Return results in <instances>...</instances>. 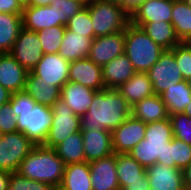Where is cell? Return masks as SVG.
I'll return each mask as SVG.
<instances>
[{
	"label": "cell",
	"instance_id": "33",
	"mask_svg": "<svg viewBox=\"0 0 191 190\" xmlns=\"http://www.w3.org/2000/svg\"><path fill=\"white\" fill-rule=\"evenodd\" d=\"M65 165L85 162L82 132L68 136L63 142L53 148Z\"/></svg>",
	"mask_w": 191,
	"mask_h": 190
},
{
	"label": "cell",
	"instance_id": "15",
	"mask_svg": "<svg viewBox=\"0 0 191 190\" xmlns=\"http://www.w3.org/2000/svg\"><path fill=\"white\" fill-rule=\"evenodd\" d=\"M92 190H120L116 172V154L89 163Z\"/></svg>",
	"mask_w": 191,
	"mask_h": 190
},
{
	"label": "cell",
	"instance_id": "32",
	"mask_svg": "<svg viewBox=\"0 0 191 190\" xmlns=\"http://www.w3.org/2000/svg\"><path fill=\"white\" fill-rule=\"evenodd\" d=\"M171 24L180 42H191V8L184 0H173Z\"/></svg>",
	"mask_w": 191,
	"mask_h": 190
},
{
	"label": "cell",
	"instance_id": "28",
	"mask_svg": "<svg viewBox=\"0 0 191 190\" xmlns=\"http://www.w3.org/2000/svg\"><path fill=\"white\" fill-rule=\"evenodd\" d=\"M165 103L169 116L175 113H183L185 107L191 100V82L181 80L160 94Z\"/></svg>",
	"mask_w": 191,
	"mask_h": 190
},
{
	"label": "cell",
	"instance_id": "37",
	"mask_svg": "<svg viewBox=\"0 0 191 190\" xmlns=\"http://www.w3.org/2000/svg\"><path fill=\"white\" fill-rule=\"evenodd\" d=\"M174 137L191 145V117L184 113H175L169 116Z\"/></svg>",
	"mask_w": 191,
	"mask_h": 190
},
{
	"label": "cell",
	"instance_id": "39",
	"mask_svg": "<svg viewBox=\"0 0 191 190\" xmlns=\"http://www.w3.org/2000/svg\"><path fill=\"white\" fill-rule=\"evenodd\" d=\"M8 190H56L47 183L30 180L17 172L11 173Z\"/></svg>",
	"mask_w": 191,
	"mask_h": 190
},
{
	"label": "cell",
	"instance_id": "2",
	"mask_svg": "<svg viewBox=\"0 0 191 190\" xmlns=\"http://www.w3.org/2000/svg\"><path fill=\"white\" fill-rule=\"evenodd\" d=\"M65 167L53 148L39 144L20 163L16 172L30 180L47 183L57 190L63 180Z\"/></svg>",
	"mask_w": 191,
	"mask_h": 190
},
{
	"label": "cell",
	"instance_id": "41",
	"mask_svg": "<svg viewBox=\"0 0 191 190\" xmlns=\"http://www.w3.org/2000/svg\"><path fill=\"white\" fill-rule=\"evenodd\" d=\"M9 102L15 118L20 115V112L32 111L36 105V101L25 91L13 93Z\"/></svg>",
	"mask_w": 191,
	"mask_h": 190
},
{
	"label": "cell",
	"instance_id": "20",
	"mask_svg": "<svg viewBox=\"0 0 191 190\" xmlns=\"http://www.w3.org/2000/svg\"><path fill=\"white\" fill-rule=\"evenodd\" d=\"M28 71L21 66L10 53L0 60V85L9 92L24 91Z\"/></svg>",
	"mask_w": 191,
	"mask_h": 190
},
{
	"label": "cell",
	"instance_id": "14",
	"mask_svg": "<svg viewBox=\"0 0 191 190\" xmlns=\"http://www.w3.org/2000/svg\"><path fill=\"white\" fill-rule=\"evenodd\" d=\"M86 162L91 163L114 153L111 131L81 129Z\"/></svg>",
	"mask_w": 191,
	"mask_h": 190
},
{
	"label": "cell",
	"instance_id": "49",
	"mask_svg": "<svg viewBox=\"0 0 191 190\" xmlns=\"http://www.w3.org/2000/svg\"><path fill=\"white\" fill-rule=\"evenodd\" d=\"M59 0H32L31 5H38V6H47L52 4V2H57Z\"/></svg>",
	"mask_w": 191,
	"mask_h": 190
},
{
	"label": "cell",
	"instance_id": "7",
	"mask_svg": "<svg viewBox=\"0 0 191 190\" xmlns=\"http://www.w3.org/2000/svg\"><path fill=\"white\" fill-rule=\"evenodd\" d=\"M36 144L23 132L0 134V170L14 173Z\"/></svg>",
	"mask_w": 191,
	"mask_h": 190
},
{
	"label": "cell",
	"instance_id": "46",
	"mask_svg": "<svg viewBox=\"0 0 191 190\" xmlns=\"http://www.w3.org/2000/svg\"><path fill=\"white\" fill-rule=\"evenodd\" d=\"M122 190H150L149 181H142L141 183L127 184Z\"/></svg>",
	"mask_w": 191,
	"mask_h": 190
},
{
	"label": "cell",
	"instance_id": "53",
	"mask_svg": "<svg viewBox=\"0 0 191 190\" xmlns=\"http://www.w3.org/2000/svg\"><path fill=\"white\" fill-rule=\"evenodd\" d=\"M184 114L188 115L189 117H191V100L188 103V105L185 107L184 109Z\"/></svg>",
	"mask_w": 191,
	"mask_h": 190
},
{
	"label": "cell",
	"instance_id": "52",
	"mask_svg": "<svg viewBox=\"0 0 191 190\" xmlns=\"http://www.w3.org/2000/svg\"><path fill=\"white\" fill-rule=\"evenodd\" d=\"M103 2L111 3V4H116L122 7V0H100Z\"/></svg>",
	"mask_w": 191,
	"mask_h": 190
},
{
	"label": "cell",
	"instance_id": "19",
	"mask_svg": "<svg viewBox=\"0 0 191 190\" xmlns=\"http://www.w3.org/2000/svg\"><path fill=\"white\" fill-rule=\"evenodd\" d=\"M23 28L38 32L58 26L57 7L52 4L47 6L30 5L22 11Z\"/></svg>",
	"mask_w": 191,
	"mask_h": 190
},
{
	"label": "cell",
	"instance_id": "31",
	"mask_svg": "<svg viewBox=\"0 0 191 190\" xmlns=\"http://www.w3.org/2000/svg\"><path fill=\"white\" fill-rule=\"evenodd\" d=\"M23 28L22 14L0 13V50L9 53Z\"/></svg>",
	"mask_w": 191,
	"mask_h": 190
},
{
	"label": "cell",
	"instance_id": "47",
	"mask_svg": "<svg viewBox=\"0 0 191 190\" xmlns=\"http://www.w3.org/2000/svg\"><path fill=\"white\" fill-rule=\"evenodd\" d=\"M182 172L185 189L191 190V163Z\"/></svg>",
	"mask_w": 191,
	"mask_h": 190
},
{
	"label": "cell",
	"instance_id": "26",
	"mask_svg": "<svg viewBox=\"0 0 191 190\" xmlns=\"http://www.w3.org/2000/svg\"><path fill=\"white\" fill-rule=\"evenodd\" d=\"M116 172L120 190L127 184L141 183L148 180L146 169L132 158L129 153L116 154Z\"/></svg>",
	"mask_w": 191,
	"mask_h": 190
},
{
	"label": "cell",
	"instance_id": "25",
	"mask_svg": "<svg viewBox=\"0 0 191 190\" xmlns=\"http://www.w3.org/2000/svg\"><path fill=\"white\" fill-rule=\"evenodd\" d=\"M93 39L66 29L58 54L68 62L88 58Z\"/></svg>",
	"mask_w": 191,
	"mask_h": 190
},
{
	"label": "cell",
	"instance_id": "18",
	"mask_svg": "<svg viewBox=\"0 0 191 190\" xmlns=\"http://www.w3.org/2000/svg\"><path fill=\"white\" fill-rule=\"evenodd\" d=\"M69 81L79 83L95 91L105 89L102 81V67L89 58L70 62Z\"/></svg>",
	"mask_w": 191,
	"mask_h": 190
},
{
	"label": "cell",
	"instance_id": "40",
	"mask_svg": "<svg viewBox=\"0 0 191 190\" xmlns=\"http://www.w3.org/2000/svg\"><path fill=\"white\" fill-rule=\"evenodd\" d=\"M172 160L175 162L176 168L184 170L191 163V145L173 137Z\"/></svg>",
	"mask_w": 191,
	"mask_h": 190
},
{
	"label": "cell",
	"instance_id": "50",
	"mask_svg": "<svg viewBox=\"0 0 191 190\" xmlns=\"http://www.w3.org/2000/svg\"><path fill=\"white\" fill-rule=\"evenodd\" d=\"M12 93L0 85V98H11Z\"/></svg>",
	"mask_w": 191,
	"mask_h": 190
},
{
	"label": "cell",
	"instance_id": "35",
	"mask_svg": "<svg viewBox=\"0 0 191 190\" xmlns=\"http://www.w3.org/2000/svg\"><path fill=\"white\" fill-rule=\"evenodd\" d=\"M66 29L84 35V37L93 38V23L90 18L88 5L67 21Z\"/></svg>",
	"mask_w": 191,
	"mask_h": 190
},
{
	"label": "cell",
	"instance_id": "56",
	"mask_svg": "<svg viewBox=\"0 0 191 190\" xmlns=\"http://www.w3.org/2000/svg\"><path fill=\"white\" fill-rule=\"evenodd\" d=\"M187 4H188V6L191 8V0H184Z\"/></svg>",
	"mask_w": 191,
	"mask_h": 190
},
{
	"label": "cell",
	"instance_id": "3",
	"mask_svg": "<svg viewBox=\"0 0 191 190\" xmlns=\"http://www.w3.org/2000/svg\"><path fill=\"white\" fill-rule=\"evenodd\" d=\"M170 119L146 124L144 139L129 152L143 168H148L157 162H165L167 143L173 139Z\"/></svg>",
	"mask_w": 191,
	"mask_h": 190
},
{
	"label": "cell",
	"instance_id": "23",
	"mask_svg": "<svg viewBox=\"0 0 191 190\" xmlns=\"http://www.w3.org/2000/svg\"><path fill=\"white\" fill-rule=\"evenodd\" d=\"M132 107L146 97L154 95L152 82L148 74L144 72H135L133 76L125 83L116 88Z\"/></svg>",
	"mask_w": 191,
	"mask_h": 190
},
{
	"label": "cell",
	"instance_id": "1",
	"mask_svg": "<svg viewBox=\"0 0 191 190\" xmlns=\"http://www.w3.org/2000/svg\"><path fill=\"white\" fill-rule=\"evenodd\" d=\"M131 116V106L116 89L95 93L89 110L81 117V129L115 130Z\"/></svg>",
	"mask_w": 191,
	"mask_h": 190
},
{
	"label": "cell",
	"instance_id": "55",
	"mask_svg": "<svg viewBox=\"0 0 191 190\" xmlns=\"http://www.w3.org/2000/svg\"><path fill=\"white\" fill-rule=\"evenodd\" d=\"M81 1L85 5H89L93 0H78Z\"/></svg>",
	"mask_w": 191,
	"mask_h": 190
},
{
	"label": "cell",
	"instance_id": "54",
	"mask_svg": "<svg viewBox=\"0 0 191 190\" xmlns=\"http://www.w3.org/2000/svg\"><path fill=\"white\" fill-rule=\"evenodd\" d=\"M11 98H0V108L3 104H6L10 101Z\"/></svg>",
	"mask_w": 191,
	"mask_h": 190
},
{
	"label": "cell",
	"instance_id": "12",
	"mask_svg": "<svg viewBox=\"0 0 191 190\" xmlns=\"http://www.w3.org/2000/svg\"><path fill=\"white\" fill-rule=\"evenodd\" d=\"M146 124L128 117L122 124L111 132L112 147L115 154H127L132 148L144 139Z\"/></svg>",
	"mask_w": 191,
	"mask_h": 190
},
{
	"label": "cell",
	"instance_id": "17",
	"mask_svg": "<svg viewBox=\"0 0 191 190\" xmlns=\"http://www.w3.org/2000/svg\"><path fill=\"white\" fill-rule=\"evenodd\" d=\"M150 190H186L181 169L156 163L146 168Z\"/></svg>",
	"mask_w": 191,
	"mask_h": 190
},
{
	"label": "cell",
	"instance_id": "27",
	"mask_svg": "<svg viewBox=\"0 0 191 190\" xmlns=\"http://www.w3.org/2000/svg\"><path fill=\"white\" fill-rule=\"evenodd\" d=\"M91 171L88 162L70 163L57 190H92Z\"/></svg>",
	"mask_w": 191,
	"mask_h": 190
},
{
	"label": "cell",
	"instance_id": "45",
	"mask_svg": "<svg viewBox=\"0 0 191 190\" xmlns=\"http://www.w3.org/2000/svg\"><path fill=\"white\" fill-rule=\"evenodd\" d=\"M157 163L164 164L165 166L167 165V166L176 168V164L172 160V140L170 143H167V146H166L165 162H157Z\"/></svg>",
	"mask_w": 191,
	"mask_h": 190
},
{
	"label": "cell",
	"instance_id": "8",
	"mask_svg": "<svg viewBox=\"0 0 191 190\" xmlns=\"http://www.w3.org/2000/svg\"><path fill=\"white\" fill-rule=\"evenodd\" d=\"M52 108L41 104L32 111L20 112L17 119L18 131L23 132L36 145L43 144L51 126Z\"/></svg>",
	"mask_w": 191,
	"mask_h": 190
},
{
	"label": "cell",
	"instance_id": "36",
	"mask_svg": "<svg viewBox=\"0 0 191 190\" xmlns=\"http://www.w3.org/2000/svg\"><path fill=\"white\" fill-rule=\"evenodd\" d=\"M174 58L184 80L191 82V42H180L174 47Z\"/></svg>",
	"mask_w": 191,
	"mask_h": 190
},
{
	"label": "cell",
	"instance_id": "22",
	"mask_svg": "<svg viewBox=\"0 0 191 190\" xmlns=\"http://www.w3.org/2000/svg\"><path fill=\"white\" fill-rule=\"evenodd\" d=\"M135 72L133 65L125 54L117 56L102 67L104 88L116 89L119 85L127 82Z\"/></svg>",
	"mask_w": 191,
	"mask_h": 190
},
{
	"label": "cell",
	"instance_id": "44",
	"mask_svg": "<svg viewBox=\"0 0 191 190\" xmlns=\"http://www.w3.org/2000/svg\"><path fill=\"white\" fill-rule=\"evenodd\" d=\"M146 0H122V8L131 16Z\"/></svg>",
	"mask_w": 191,
	"mask_h": 190
},
{
	"label": "cell",
	"instance_id": "11",
	"mask_svg": "<svg viewBox=\"0 0 191 190\" xmlns=\"http://www.w3.org/2000/svg\"><path fill=\"white\" fill-rule=\"evenodd\" d=\"M9 53L28 72L32 71L43 56L37 32L22 28Z\"/></svg>",
	"mask_w": 191,
	"mask_h": 190
},
{
	"label": "cell",
	"instance_id": "51",
	"mask_svg": "<svg viewBox=\"0 0 191 190\" xmlns=\"http://www.w3.org/2000/svg\"><path fill=\"white\" fill-rule=\"evenodd\" d=\"M19 4L22 6V8H25L27 6H30L32 3V0H17Z\"/></svg>",
	"mask_w": 191,
	"mask_h": 190
},
{
	"label": "cell",
	"instance_id": "57",
	"mask_svg": "<svg viewBox=\"0 0 191 190\" xmlns=\"http://www.w3.org/2000/svg\"><path fill=\"white\" fill-rule=\"evenodd\" d=\"M4 54H5V53L0 50V60H1V58H2V56H3Z\"/></svg>",
	"mask_w": 191,
	"mask_h": 190
},
{
	"label": "cell",
	"instance_id": "24",
	"mask_svg": "<svg viewBox=\"0 0 191 190\" xmlns=\"http://www.w3.org/2000/svg\"><path fill=\"white\" fill-rule=\"evenodd\" d=\"M131 115L145 124L169 118V113L160 95L142 99L131 107Z\"/></svg>",
	"mask_w": 191,
	"mask_h": 190
},
{
	"label": "cell",
	"instance_id": "43",
	"mask_svg": "<svg viewBox=\"0 0 191 190\" xmlns=\"http://www.w3.org/2000/svg\"><path fill=\"white\" fill-rule=\"evenodd\" d=\"M22 11L17 0H0V13L22 14Z\"/></svg>",
	"mask_w": 191,
	"mask_h": 190
},
{
	"label": "cell",
	"instance_id": "6",
	"mask_svg": "<svg viewBox=\"0 0 191 190\" xmlns=\"http://www.w3.org/2000/svg\"><path fill=\"white\" fill-rule=\"evenodd\" d=\"M51 108V126L42 144L48 148H54L71 134L81 131V117L75 115L61 98Z\"/></svg>",
	"mask_w": 191,
	"mask_h": 190
},
{
	"label": "cell",
	"instance_id": "10",
	"mask_svg": "<svg viewBox=\"0 0 191 190\" xmlns=\"http://www.w3.org/2000/svg\"><path fill=\"white\" fill-rule=\"evenodd\" d=\"M70 62L59 55L43 54L39 63L28 74L31 77H40L42 82L51 87H61L69 81Z\"/></svg>",
	"mask_w": 191,
	"mask_h": 190
},
{
	"label": "cell",
	"instance_id": "13",
	"mask_svg": "<svg viewBox=\"0 0 191 190\" xmlns=\"http://www.w3.org/2000/svg\"><path fill=\"white\" fill-rule=\"evenodd\" d=\"M125 52V31L96 37L92 40L88 58L103 67Z\"/></svg>",
	"mask_w": 191,
	"mask_h": 190
},
{
	"label": "cell",
	"instance_id": "42",
	"mask_svg": "<svg viewBox=\"0 0 191 190\" xmlns=\"http://www.w3.org/2000/svg\"><path fill=\"white\" fill-rule=\"evenodd\" d=\"M18 131L17 119L15 118L10 102L0 108V134Z\"/></svg>",
	"mask_w": 191,
	"mask_h": 190
},
{
	"label": "cell",
	"instance_id": "9",
	"mask_svg": "<svg viewBox=\"0 0 191 190\" xmlns=\"http://www.w3.org/2000/svg\"><path fill=\"white\" fill-rule=\"evenodd\" d=\"M147 74L156 95L162 94L184 80L174 58V47L171 50H165Z\"/></svg>",
	"mask_w": 191,
	"mask_h": 190
},
{
	"label": "cell",
	"instance_id": "16",
	"mask_svg": "<svg viewBox=\"0 0 191 190\" xmlns=\"http://www.w3.org/2000/svg\"><path fill=\"white\" fill-rule=\"evenodd\" d=\"M173 0H146L130 16L133 25L141 27L148 22L171 23Z\"/></svg>",
	"mask_w": 191,
	"mask_h": 190
},
{
	"label": "cell",
	"instance_id": "34",
	"mask_svg": "<svg viewBox=\"0 0 191 190\" xmlns=\"http://www.w3.org/2000/svg\"><path fill=\"white\" fill-rule=\"evenodd\" d=\"M66 26H54L37 32L43 54H55L60 50Z\"/></svg>",
	"mask_w": 191,
	"mask_h": 190
},
{
	"label": "cell",
	"instance_id": "48",
	"mask_svg": "<svg viewBox=\"0 0 191 190\" xmlns=\"http://www.w3.org/2000/svg\"><path fill=\"white\" fill-rule=\"evenodd\" d=\"M11 173L0 170V190H8V183Z\"/></svg>",
	"mask_w": 191,
	"mask_h": 190
},
{
	"label": "cell",
	"instance_id": "30",
	"mask_svg": "<svg viewBox=\"0 0 191 190\" xmlns=\"http://www.w3.org/2000/svg\"><path fill=\"white\" fill-rule=\"evenodd\" d=\"M141 29L164 50H171L180 43L171 23L165 21L148 22L144 23Z\"/></svg>",
	"mask_w": 191,
	"mask_h": 190
},
{
	"label": "cell",
	"instance_id": "5",
	"mask_svg": "<svg viewBox=\"0 0 191 190\" xmlns=\"http://www.w3.org/2000/svg\"><path fill=\"white\" fill-rule=\"evenodd\" d=\"M93 23V38L125 31L130 15L119 5L93 0L88 5Z\"/></svg>",
	"mask_w": 191,
	"mask_h": 190
},
{
	"label": "cell",
	"instance_id": "21",
	"mask_svg": "<svg viewBox=\"0 0 191 190\" xmlns=\"http://www.w3.org/2000/svg\"><path fill=\"white\" fill-rule=\"evenodd\" d=\"M97 91L79 83L68 81L61 87L60 98L75 115L82 117L88 110Z\"/></svg>",
	"mask_w": 191,
	"mask_h": 190
},
{
	"label": "cell",
	"instance_id": "4",
	"mask_svg": "<svg viewBox=\"0 0 191 190\" xmlns=\"http://www.w3.org/2000/svg\"><path fill=\"white\" fill-rule=\"evenodd\" d=\"M165 50L131 22L125 29V52L136 72L147 73Z\"/></svg>",
	"mask_w": 191,
	"mask_h": 190
},
{
	"label": "cell",
	"instance_id": "38",
	"mask_svg": "<svg viewBox=\"0 0 191 190\" xmlns=\"http://www.w3.org/2000/svg\"><path fill=\"white\" fill-rule=\"evenodd\" d=\"M52 5L57 7L58 26H66L67 21L86 6L78 0H59Z\"/></svg>",
	"mask_w": 191,
	"mask_h": 190
},
{
	"label": "cell",
	"instance_id": "29",
	"mask_svg": "<svg viewBox=\"0 0 191 190\" xmlns=\"http://www.w3.org/2000/svg\"><path fill=\"white\" fill-rule=\"evenodd\" d=\"M24 91L32 97L37 104L52 107L54 103L60 99L61 89L59 87H51L47 83L42 82L40 77H26Z\"/></svg>",
	"mask_w": 191,
	"mask_h": 190
}]
</instances>
